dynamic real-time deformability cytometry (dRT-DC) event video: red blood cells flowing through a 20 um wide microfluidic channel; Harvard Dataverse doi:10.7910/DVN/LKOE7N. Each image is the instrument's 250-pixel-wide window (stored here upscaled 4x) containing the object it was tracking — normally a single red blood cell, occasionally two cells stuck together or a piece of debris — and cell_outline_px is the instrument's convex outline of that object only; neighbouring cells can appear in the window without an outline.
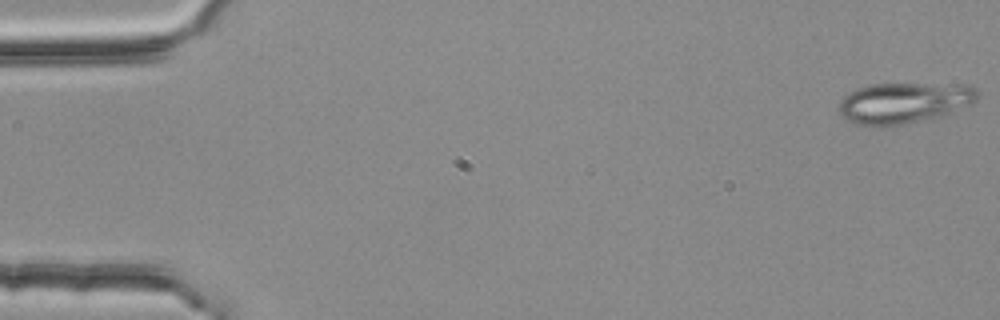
{"species": "common noctule bat (a hibernating species)", "species_latin": "Nyctalus noctula", "temperature_condition": "room temperature", "stored_images_in_passage": 54, "camera_frame_rate_fps": 3000, "um_per_image_px": 0.085, "animal": {"sex": "female", "body_mass_g": 25.1}, "frame": {"image": 1, "passage_image": 1, "time_ms": 0.0, "image_size_px": [1000, 320], "cell_outline_px": [[980, 92], [976, 100], [972, 104], [940, 116], [900, 124], [856, 124], [848, 120], [840, 112], [840, 100], [848, 92], [856, 88], [868, 84], [920, 84], [976, 88]], "centroid_in_image_um": [76.79, 8.72], "position_along_channel_um": 8.2, "area_um2": 31.85}}
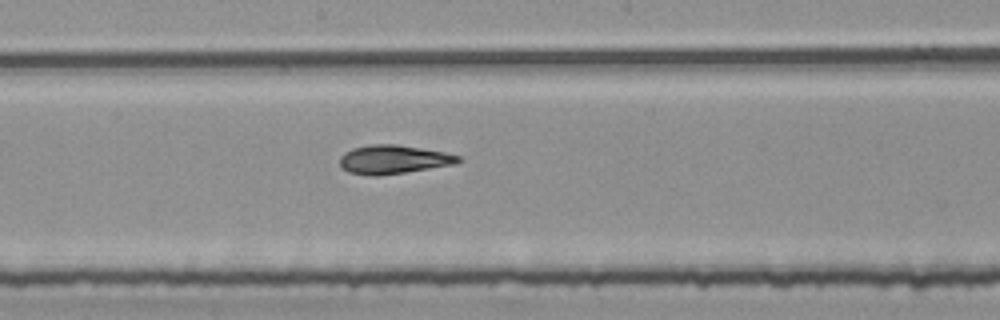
{"frame": {"image": 2, "passage_image": 29, "time_ms": 9.333, "image_size_px": [1000, 320], "cell_outline_px": [[460, 160], [456, 164], [404, 172], [376, 176], [372, 176], [348, 172], [340, 164], [340, 156], [344, 152], [352, 148], [372, 144], [396, 144], [444, 152], [460, 156]], "centroid_in_image_um": [33.41, 13.55], "position_along_channel_um": 214.8, "area_um2": 19.65}}
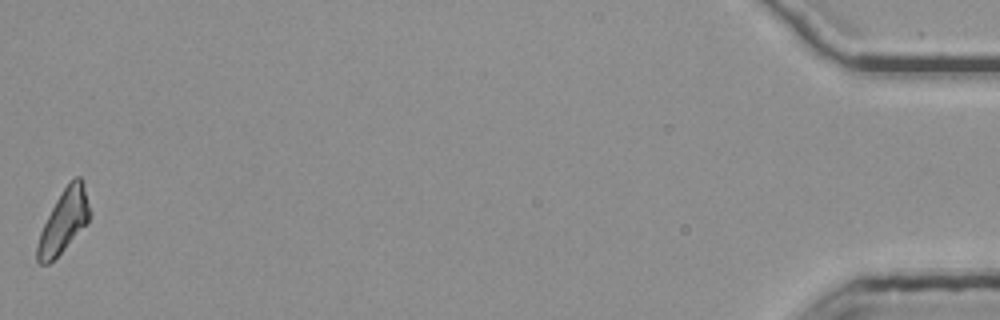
{"frame": {"image": 3, "passage_image": 54, "time_ms": 17.667, "image_size_px": [1000, 320], "cell_outline_px": [[88, 224], [48, 264], [40, 264], [36, 260], [36, 248], [40, 232], [56, 200], [64, 188], [76, 176], [80, 176], [84, 180], [88, 204]], "centroid_in_image_um": [5.4, 18.81], "position_along_channel_um": 429.8, "area_um2": 18.67}, "authors_computed_cell_mechanics": {"area_um2": 19.652, "velocity_mm_per_s": 3.7945, "shape_relaxation_time_tau1_ms": 5.895, "shape_relaxation_time_tau2_ms": 2.6885, "deformation_change_tau1": 0.1855, "deformation_change_tau2": 0.0872}}